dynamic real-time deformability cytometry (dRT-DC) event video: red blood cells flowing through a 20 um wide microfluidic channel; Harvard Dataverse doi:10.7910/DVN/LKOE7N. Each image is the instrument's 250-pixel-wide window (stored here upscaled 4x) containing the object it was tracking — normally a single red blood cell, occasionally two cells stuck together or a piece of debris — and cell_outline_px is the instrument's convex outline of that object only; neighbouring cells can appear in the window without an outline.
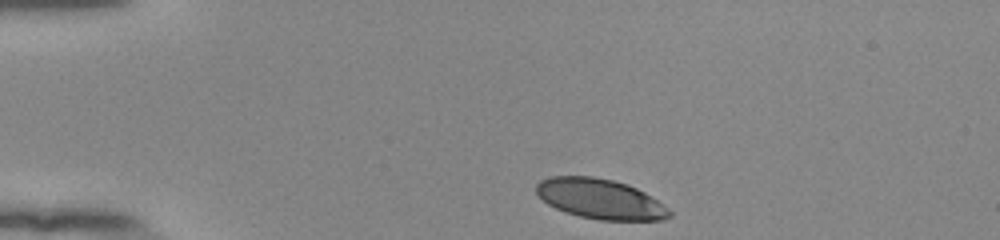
{"species": "human", "species_latin": "Homo sapiens", "temperature_condition": "room temperature", "stored_images_in_passage": 36, "camera_frame_rate_fps": 3000, "um_per_image_px": 0.085, "donor": {"sex": "female"}, "frame": {"image": 1, "passage_image": 1, "time_ms": 0.0, "image_size_px": [1000, 240], "cell_outline_px": [[672, 216], [664, 220], [600, 220], [580, 216], [564, 212], [548, 204], [536, 192], [536, 184], [540, 180], [552, 176], [592, 176], [612, 180], [628, 184], [644, 192], [664, 204], [672, 212]], "centroid_in_image_um": [51.04, 16.91], "position_along_channel_um": 34.0, "area_um2": 31.1}}
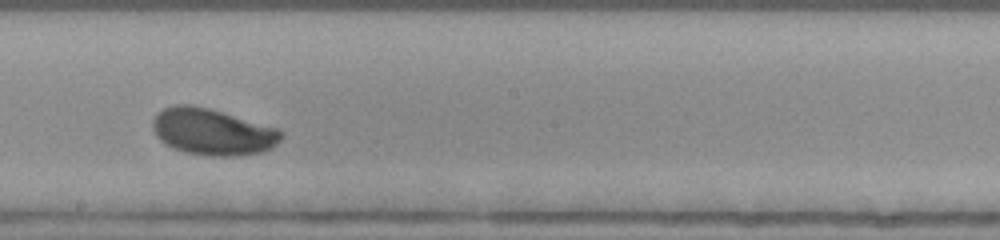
{"frame": {"image": 2, "passage_image": 21, "time_ms": 6.667, "image_size_px": [1000, 240], "cell_outline_px": [[284, 136], [272, 148], [264, 152], [232, 156], [212, 156], [184, 152], [172, 148], [160, 140], [156, 136], [152, 128], [152, 120], [156, 112], [164, 108], [176, 104], [192, 104], [208, 108], [276, 128]], "centroid_in_image_um": [18.01, 11.21], "position_along_channel_um": 230.2, "area_um2": 34.8}}
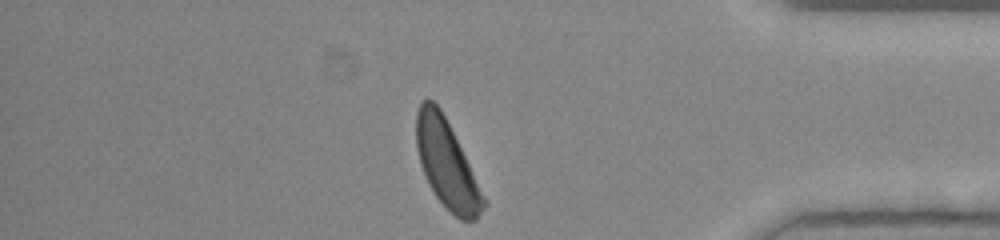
{"frame": {"image": 3, "passage_image": 36, "time_ms": 11.667, "image_size_px": [1000, 240], "cell_outline_px": [[488, 204], [476, 220], [460, 220], [436, 196], [428, 184], [420, 164], [416, 148], [416, 112], [420, 104], [424, 100], [432, 100], [440, 108]], "centroid_in_image_um": [37.95, 13.97], "position_along_channel_um": 397.3, "area_um2": 33.47}, "authors_computed_cell_mechanics": {"area_um2": 33.7263, "velocity_mm_per_s": 3.8496, "shape_relaxation_time_tau1_ms": 1.6594, "shape_relaxation_time_tau2_ms": null, "deformation_change_tau1": 0.1045, "deformation_change_tau2": null}}